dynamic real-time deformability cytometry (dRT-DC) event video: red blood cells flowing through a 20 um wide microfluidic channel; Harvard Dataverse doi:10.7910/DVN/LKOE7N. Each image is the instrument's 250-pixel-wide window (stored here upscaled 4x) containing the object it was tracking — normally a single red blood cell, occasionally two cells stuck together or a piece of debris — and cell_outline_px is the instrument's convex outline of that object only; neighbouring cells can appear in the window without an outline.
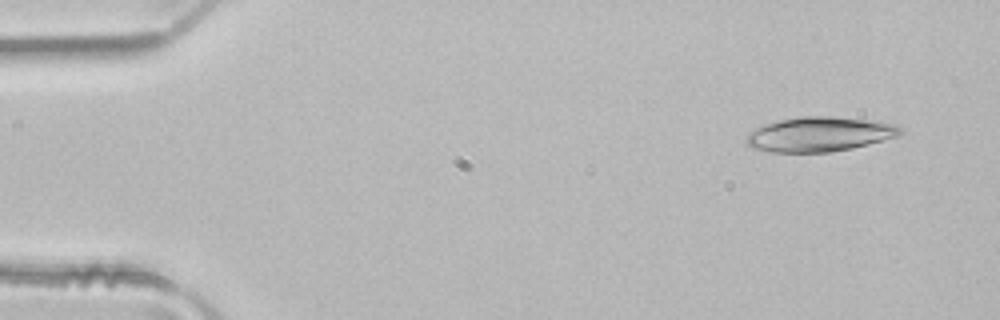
{"species": "common noctule bat (a hibernating species)", "species_latin": "Nyctalus noctula", "temperature_condition": "room temperature", "stored_images_in_passage": 4, "camera_frame_rate_fps": 3000, "um_per_image_px": 0.085, "animal": {"sex": "male", "body_mass_g": 21.5, "forearm_length_mm": 52.0}, "frame": {"image": 1, "passage_image": 1, "time_ms": 0.0, "image_size_px": [1000, 320], "cell_outline_px": [[904, 132], [896, 136], [884, 140], [852, 148], [828, 152], [772, 152], [752, 148], [744, 140], [748, 132], [764, 124], [780, 120], [800, 116], [832, 116], [868, 120], [896, 124], [904, 128]], "centroid_in_image_um": [69.65, 11.4], "position_along_channel_um": 15.4, "area_um2": 31.15}}
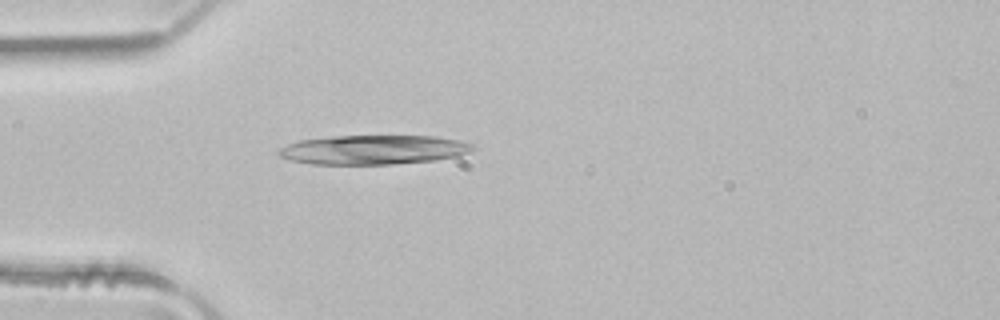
{"frame": {"image": 2, "passage_image": 4, "time_ms": 1.0, "image_size_px": [1000, 320], "cell_outline_px": [[476, 148], [460, 156], [436, 160], [392, 164], [312, 164], [288, 160], [280, 156], [276, 152], [280, 148], [288, 144], [300, 140], [332, 136], [436, 136], [460, 140], [472, 144]], "centroid_in_image_um": [31.75, 12.73], "position_along_channel_um": 53.2, "area_um2": 33.29}}